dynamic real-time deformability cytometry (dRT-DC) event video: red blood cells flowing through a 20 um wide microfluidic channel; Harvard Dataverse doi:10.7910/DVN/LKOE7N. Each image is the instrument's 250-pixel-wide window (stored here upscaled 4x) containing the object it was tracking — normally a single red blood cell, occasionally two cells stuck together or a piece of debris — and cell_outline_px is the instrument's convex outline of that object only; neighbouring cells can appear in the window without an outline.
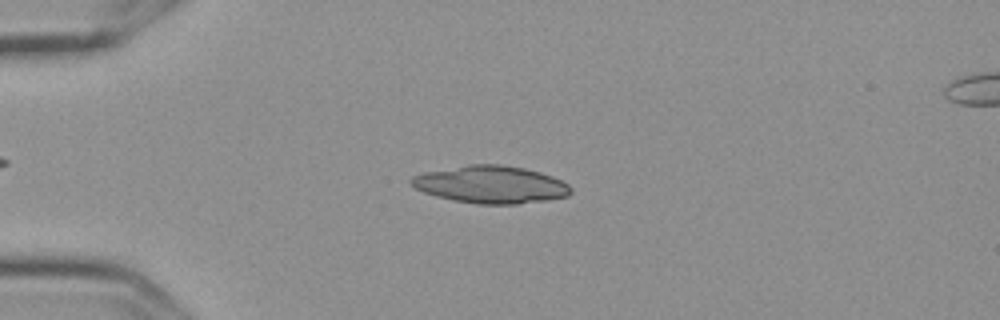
{"species": "Egyptian fruit bat (a non-hibernating species)", "species_latin": "Rousettus aegyptiacus", "temperature_condition": "cold", "stored_images_in_passage": 56, "camera_frame_rate_fps": 3000, "um_per_image_px": 0.085, "frame": {"image": 1, "passage_image": 14, "time_ms": 4.333, "image_size_px": [1000, 320], "cell_outline_px": [[572, 192], [568, 196], [548, 200], [516, 204], [476, 204], [452, 200], [436, 196], [424, 192], [408, 184], [408, 180], [412, 176], [424, 172], [468, 164], [500, 164], [524, 168], [540, 172], [552, 176], [568, 184], [572, 188]], "centroid_in_image_um": [41.7, 15.68], "position_along_channel_um": 43.3, "area_um2": 35.08}}
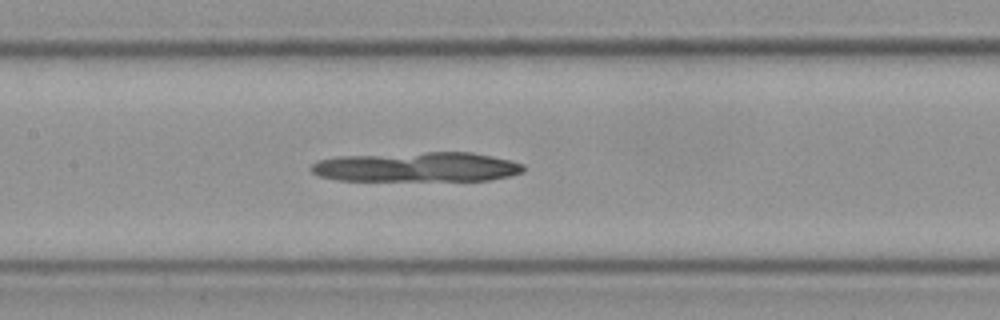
{"frame": {"image": 2, "passage_image": 27, "time_ms": 8.667, "image_size_px": [1000, 320], "cell_outline_px": [[524, 168], [520, 172], [508, 176], [488, 180], [340, 180], [320, 176], [312, 172], [308, 168], [316, 160], [340, 156], [424, 152], [472, 152], [492, 156], [524, 164]], "centroid_in_image_um": [35.39, 14.18], "position_along_channel_um": 172.0, "area_um2": 36.59}}
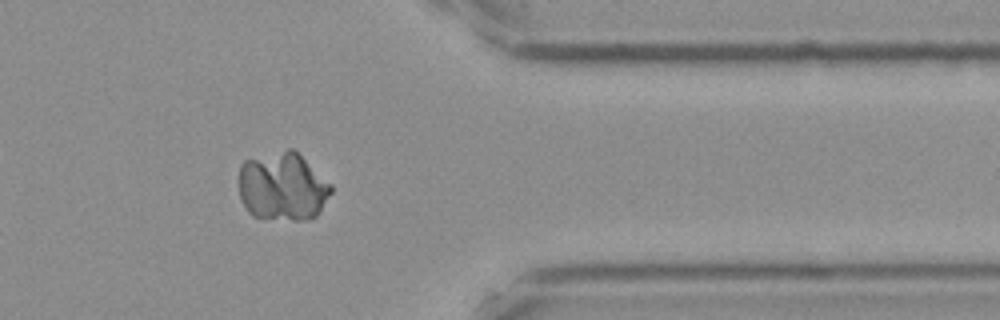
{"frame": {"image": 3, "passage_image": 46, "time_ms": 15.0, "image_size_px": [1000, 320], "cell_outline_px": [[332, 192], [320, 212], [316, 216], [308, 220], [292, 220], [252, 216], [248, 212], [240, 196], [240, 164], [244, 160], [288, 148], [292, 148], [332, 184]], "centroid_in_image_um": [24.04, 15.86], "position_along_channel_um": 387.4, "area_um2": 36.82}}